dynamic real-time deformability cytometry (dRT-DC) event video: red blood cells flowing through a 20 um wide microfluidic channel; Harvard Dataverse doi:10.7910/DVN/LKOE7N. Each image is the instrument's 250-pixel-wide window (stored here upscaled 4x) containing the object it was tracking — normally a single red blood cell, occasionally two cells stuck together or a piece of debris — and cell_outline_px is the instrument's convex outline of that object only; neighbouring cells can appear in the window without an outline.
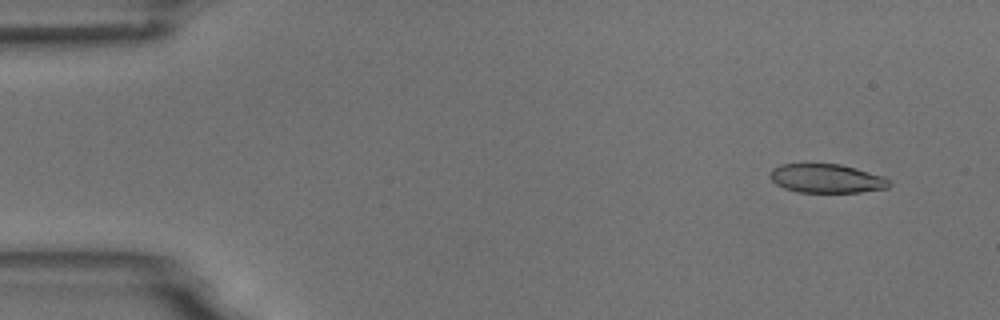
{"species": "common noctule bat (a hibernating species)", "species_latin": "Nyctalus noctula", "temperature_condition": "room temperature", "stored_images_in_passage": 7, "camera_frame_rate_fps": 3000, "um_per_image_px": 0.085, "animal": {"sex": "male", "body_mass_g": 18.8}, "frame": {"image": 1, "passage_image": 1, "time_ms": 0.0, "image_size_px": [1000, 320], "cell_outline_px": [[892, 184], [888, 188], [860, 192], [800, 192], [784, 188], [776, 184], [768, 176], [768, 172], [772, 168], [780, 164], [840, 164], [856, 168], [884, 176], [892, 180]], "centroid_in_image_um": [70.27, 15.17], "position_along_channel_um": 14.7, "area_um2": 20.29}}
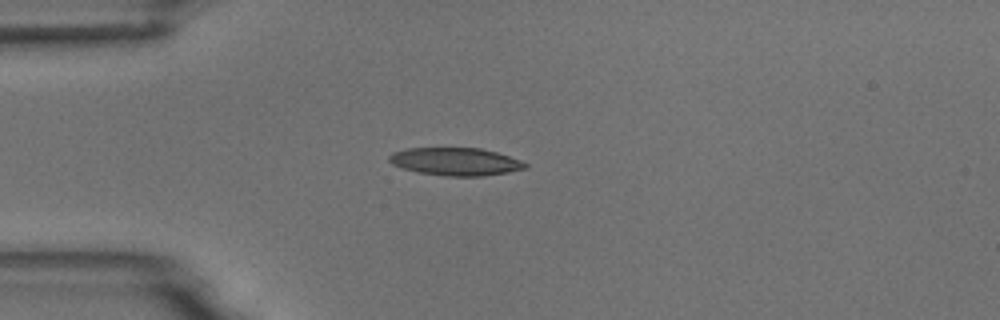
{"frame": {"image": 2, "passage_image": 4, "time_ms": 3.333, "image_size_px": [1000, 320], "cell_outline_px": [[528, 168], [508, 172], [480, 176], [448, 176], [416, 172], [392, 164], [388, 160], [388, 156], [392, 152], [408, 148], [480, 148], [496, 152], [520, 160], [528, 164]], "centroid_in_image_um": [38.71, 13.73], "position_along_channel_um": 46.3, "area_um2": 21.96}}